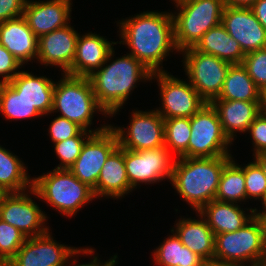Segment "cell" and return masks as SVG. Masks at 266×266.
Instances as JSON below:
<instances>
[{
  "label": "cell",
  "mask_w": 266,
  "mask_h": 266,
  "mask_svg": "<svg viewBox=\"0 0 266 266\" xmlns=\"http://www.w3.org/2000/svg\"><path fill=\"white\" fill-rule=\"evenodd\" d=\"M76 248L54 240L49 230L43 235L27 238L10 262L11 266H65Z\"/></svg>",
  "instance_id": "9a60e30c"
},
{
  "label": "cell",
  "mask_w": 266,
  "mask_h": 266,
  "mask_svg": "<svg viewBox=\"0 0 266 266\" xmlns=\"http://www.w3.org/2000/svg\"><path fill=\"white\" fill-rule=\"evenodd\" d=\"M113 49L105 63L88 79L98 104L112 118L137 87L138 82L151 81L152 72L133 55L116 57ZM108 63V64H107Z\"/></svg>",
  "instance_id": "7a4b0ae2"
},
{
  "label": "cell",
  "mask_w": 266,
  "mask_h": 266,
  "mask_svg": "<svg viewBox=\"0 0 266 266\" xmlns=\"http://www.w3.org/2000/svg\"><path fill=\"white\" fill-rule=\"evenodd\" d=\"M21 63L0 44V84L9 83L20 71Z\"/></svg>",
  "instance_id": "f35d334b"
},
{
  "label": "cell",
  "mask_w": 266,
  "mask_h": 266,
  "mask_svg": "<svg viewBox=\"0 0 266 266\" xmlns=\"http://www.w3.org/2000/svg\"><path fill=\"white\" fill-rule=\"evenodd\" d=\"M48 134L54 144L75 136H91L93 133L84 130L78 124L69 121L67 118L57 116L51 121Z\"/></svg>",
  "instance_id": "8d00e7d4"
},
{
  "label": "cell",
  "mask_w": 266,
  "mask_h": 266,
  "mask_svg": "<svg viewBox=\"0 0 266 266\" xmlns=\"http://www.w3.org/2000/svg\"><path fill=\"white\" fill-rule=\"evenodd\" d=\"M252 140L253 156L266 152V114L262 111L247 131Z\"/></svg>",
  "instance_id": "74e56055"
},
{
  "label": "cell",
  "mask_w": 266,
  "mask_h": 266,
  "mask_svg": "<svg viewBox=\"0 0 266 266\" xmlns=\"http://www.w3.org/2000/svg\"><path fill=\"white\" fill-rule=\"evenodd\" d=\"M5 194H6V192L0 188V202H1L2 197H3Z\"/></svg>",
  "instance_id": "681fc988"
},
{
  "label": "cell",
  "mask_w": 266,
  "mask_h": 266,
  "mask_svg": "<svg viewBox=\"0 0 266 266\" xmlns=\"http://www.w3.org/2000/svg\"><path fill=\"white\" fill-rule=\"evenodd\" d=\"M27 237L16 227L0 219V260H11Z\"/></svg>",
  "instance_id": "836d02e7"
},
{
  "label": "cell",
  "mask_w": 266,
  "mask_h": 266,
  "mask_svg": "<svg viewBox=\"0 0 266 266\" xmlns=\"http://www.w3.org/2000/svg\"><path fill=\"white\" fill-rule=\"evenodd\" d=\"M257 87L266 89V48L245 54L243 63Z\"/></svg>",
  "instance_id": "d590c367"
},
{
  "label": "cell",
  "mask_w": 266,
  "mask_h": 266,
  "mask_svg": "<svg viewBox=\"0 0 266 266\" xmlns=\"http://www.w3.org/2000/svg\"><path fill=\"white\" fill-rule=\"evenodd\" d=\"M259 266H266V261L265 262H263L261 265H259Z\"/></svg>",
  "instance_id": "f907efd6"
},
{
  "label": "cell",
  "mask_w": 266,
  "mask_h": 266,
  "mask_svg": "<svg viewBox=\"0 0 266 266\" xmlns=\"http://www.w3.org/2000/svg\"><path fill=\"white\" fill-rule=\"evenodd\" d=\"M24 162L0 145V188L6 193H21L33 188Z\"/></svg>",
  "instance_id": "83f0119b"
},
{
  "label": "cell",
  "mask_w": 266,
  "mask_h": 266,
  "mask_svg": "<svg viewBox=\"0 0 266 266\" xmlns=\"http://www.w3.org/2000/svg\"><path fill=\"white\" fill-rule=\"evenodd\" d=\"M78 37V31L70 23L39 37L36 60L47 67H59L66 73L73 63Z\"/></svg>",
  "instance_id": "e0dca14e"
},
{
  "label": "cell",
  "mask_w": 266,
  "mask_h": 266,
  "mask_svg": "<svg viewBox=\"0 0 266 266\" xmlns=\"http://www.w3.org/2000/svg\"><path fill=\"white\" fill-rule=\"evenodd\" d=\"M0 266H11V262L9 260H0Z\"/></svg>",
  "instance_id": "c3c4849f"
},
{
  "label": "cell",
  "mask_w": 266,
  "mask_h": 266,
  "mask_svg": "<svg viewBox=\"0 0 266 266\" xmlns=\"http://www.w3.org/2000/svg\"><path fill=\"white\" fill-rule=\"evenodd\" d=\"M27 0H0V23L23 15Z\"/></svg>",
  "instance_id": "60d3db41"
},
{
  "label": "cell",
  "mask_w": 266,
  "mask_h": 266,
  "mask_svg": "<svg viewBox=\"0 0 266 266\" xmlns=\"http://www.w3.org/2000/svg\"><path fill=\"white\" fill-rule=\"evenodd\" d=\"M72 0H27L23 16L39 38L70 23Z\"/></svg>",
  "instance_id": "ac0fdd59"
},
{
  "label": "cell",
  "mask_w": 266,
  "mask_h": 266,
  "mask_svg": "<svg viewBox=\"0 0 266 266\" xmlns=\"http://www.w3.org/2000/svg\"><path fill=\"white\" fill-rule=\"evenodd\" d=\"M174 42L179 51L194 47L201 37L221 24L224 0H174Z\"/></svg>",
  "instance_id": "8992f818"
},
{
  "label": "cell",
  "mask_w": 266,
  "mask_h": 266,
  "mask_svg": "<svg viewBox=\"0 0 266 266\" xmlns=\"http://www.w3.org/2000/svg\"><path fill=\"white\" fill-rule=\"evenodd\" d=\"M90 136H75L64 141L54 143V151L60 160L55 169H69L80 155L85 141Z\"/></svg>",
  "instance_id": "e575fe53"
},
{
  "label": "cell",
  "mask_w": 266,
  "mask_h": 266,
  "mask_svg": "<svg viewBox=\"0 0 266 266\" xmlns=\"http://www.w3.org/2000/svg\"><path fill=\"white\" fill-rule=\"evenodd\" d=\"M190 136V118L176 117L164 119V146L176 158H188Z\"/></svg>",
  "instance_id": "1f68e13d"
},
{
  "label": "cell",
  "mask_w": 266,
  "mask_h": 266,
  "mask_svg": "<svg viewBox=\"0 0 266 266\" xmlns=\"http://www.w3.org/2000/svg\"><path fill=\"white\" fill-rule=\"evenodd\" d=\"M256 0H224L225 6L250 7Z\"/></svg>",
  "instance_id": "ee69618b"
},
{
  "label": "cell",
  "mask_w": 266,
  "mask_h": 266,
  "mask_svg": "<svg viewBox=\"0 0 266 266\" xmlns=\"http://www.w3.org/2000/svg\"><path fill=\"white\" fill-rule=\"evenodd\" d=\"M180 53L183 55L182 62L187 81L207 103L218 98L231 64L214 55L197 51L193 47Z\"/></svg>",
  "instance_id": "9c48e42d"
},
{
  "label": "cell",
  "mask_w": 266,
  "mask_h": 266,
  "mask_svg": "<svg viewBox=\"0 0 266 266\" xmlns=\"http://www.w3.org/2000/svg\"><path fill=\"white\" fill-rule=\"evenodd\" d=\"M262 112L266 114V89L262 92Z\"/></svg>",
  "instance_id": "bcb514c9"
},
{
  "label": "cell",
  "mask_w": 266,
  "mask_h": 266,
  "mask_svg": "<svg viewBox=\"0 0 266 266\" xmlns=\"http://www.w3.org/2000/svg\"><path fill=\"white\" fill-rule=\"evenodd\" d=\"M224 134L234 142L236 133H246L262 111V101L213 100Z\"/></svg>",
  "instance_id": "44dd1931"
},
{
  "label": "cell",
  "mask_w": 266,
  "mask_h": 266,
  "mask_svg": "<svg viewBox=\"0 0 266 266\" xmlns=\"http://www.w3.org/2000/svg\"><path fill=\"white\" fill-rule=\"evenodd\" d=\"M155 79L162 104L155 110L163 119L190 118L207 103L190 82L177 78L168 71L152 73L150 82Z\"/></svg>",
  "instance_id": "30bf717a"
},
{
  "label": "cell",
  "mask_w": 266,
  "mask_h": 266,
  "mask_svg": "<svg viewBox=\"0 0 266 266\" xmlns=\"http://www.w3.org/2000/svg\"><path fill=\"white\" fill-rule=\"evenodd\" d=\"M233 156L176 158L170 183L193 211L215 200L225 164Z\"/></svg>",
  "instance_id": "3957f363"
},
{
  "label": "cell",
  "mask_w": 266,
  "mask_h": 266,
  "mask_svg": "<svg viewBox=\"0 0 266 266\" xmlns=\"http://www.w3.org/2000/svg\"><path fill=\"white\" fill-rule=\"evenodd\" d=\"M221 24L245 54L266 48V30L250 7L225 6Z\"/></svg>",
  "instance_id": "2e32d148"
},
{
  "label": "cell",
  "mask_w": 266,
  "mask_h": 266,
  "mask_svg": "<svg viewBox=\"0 0 266 266\" xmlns=\"http://www.w3.org/2000/svg\"><path fill=\"white\" fill-rule=\"evenodd\" d=\"M263 210L255 209V216L260 221L263 232V240L266 247V205L261 207Z\"/></svg>",
  "instance_id": "7bdbcfd3"
},
{
  "label": "cell",
  "mask_w": 266,
  "mask_h": 266,
  "mask_svg": "<svg viewBox=\"0 0 266 266\" xmlns=\"http://www.w3.org/2000/svg\"><path fill=\"white\" fill-rule=\"evenodd\" d=\"M193 48L230 64H241L245 57L240 44L228 34L222 24L210 28Z\"/></svg>",
  "instance_id": "484cf974"
},
{
  "label": "cell",
  "mask_w": 266,
  "mask_h": 266,
  "mask_svg": "<svg viewBox=\"0 0 266 266\" xmlns=\"http://www.w3.org/2000/svg\"><path fill=\"white\" fill-rule=\"evenodd\" d=\"M196 214L199 219L181 216L171 231L177 235L184 246L200 256L205 262H212L214 261L215 236L200 213L196 212Z\"/></svg>",
  "instance_id": "603a6c76"
},
{
  "label": "cell",
  "mask_w": 266,
  "mask_h": 266,
  "mask_svg": "<svg viewBox=\"0 0 266 266\" xmlns=\"http://www.w3.org/2000/svg\"><path fill=\"white\" fill-rule=\"evenodd\" d=\"M253 158L263 169L265 177H266V152L257 154Z\"/></svg>",
  "instance_id": "f6af8a7d"
},
{
  "label": "cell",
  "mask_w": 266,
  "mask_h": 266,
  "mask_svg": "<svg viewBox=\"0 0 266 266\" xmlns=\"http://www.w3.org/2000/svg\"><path fill=\"white\" fill-rule=\"evenodd\" d=\"M130 118L126 128L110 124L120 147L142 151L164 146V119L156 110H132Z\"/></svg>",
  "instance_id": "4fadbf2b"
},
{
  "label": "cell",
  "mask_w": 266,
  "mask_h": 266,
  "mask_svg": "<svg viewBox=\"0 0 266 266\" xmlns=\"http://www.w3.org/2000/svg\"><path fill=\"white\" fill-rule=\"evenodd\" d=\"M265 261L266 247L262 226L256 216L235 232L215 235L214 262L259 266Z\"/></svg>",
  "instance_id": "52a82bcc"
},
{
  "label": "cell",
  "mask_w": 266,
  "mask_h": 266,
  "mask_svg": "<svg viewBox=\"0 0 266 266\" xmlns=\"http://www.w3.org/2000/svg\"><path fill=\"white\" fill-rule=\"evenodd\" d=\"M30 195H34L33 188L21 193H6L0 202V219L16 227L27 238L50 230L45 226L49 217Z\"/></svg>",
  "instance_id": "7c38bea8"
},
{
  "label": "cell",
  "mask_w": 266,
  "mask_h": 266,
  "mask_svg": "<svg viewBox=\"0 0 266 266\" xmlns=\"http://www.w3.org/2000/svg\"><path fill=\"white\" fill-rule=\"evenodd\" d=\"M9 84L44 117L53 107L55 81L45 76L20 70Z\"/></svg>",
  "instance_id": "d4e9b609"
},
{
  "label": "cell",
  "mask_w": 266,
  "mask_h": 266,
  "mask_svg": "<svg viewBox=\"0 0 266 266\" xmlns=\"http://www.w3.org/2000/svg\"><path fill=\"white\" fill-rule=\"evenodd\" d=\"M172 233L153 251L157 266H202L205 261L184 246L177 235Z\"/></svg>",
  "instance_id": "f1b7e54d"
},
{
  "label": "cell",
  "mask_w": 266,
  "mask_h": 266,
  "mask_svg": "<svg viewBox=\"0 0 266 266\" xmlns=\"http://www.w3.org/2000/svg\"><path fill=\"white\" fill-rule=\"evenodd\" d=\"M255 209L256 207L243 209L240 204L215 199L204 205L198 213L206 220L215 236L242 228L255 216Z\"/></svg>",
  "instance_id": "7402d4cb"
},
{
  "label": "cell",
  "mask_w": 266,
  "mask_h": 266,
  "mask_svg": "<svg viewBox=\"0 0 266 266\" xmlns=\"http://www.w3.org/2000/svg\"><path fill=\"white\" fill-rule=\"evenodd\" d=\"M246 200L255 199L261 201V205H266V177L263 169L254 160L244 166ZM258 199V200H257Z\"/></svg>",
  "instance_id": "d6a6232c"
},
{
  "label": "cell",
  "mask_w": 266,
  "mask_h": 266,
  "mask_svg": "<svg viewBox=\"0 0 266 266\" xmlns=\"http://www.w3.org/2000/svg\"><path fill=\"white\" fill-rule=\"evenodd\" d=\"M0 113L7 120L41 117L37 109L19 94L9 83L0 84Z\"/></svg>",
  "instance_id": "4dcf8cb0"
},
{
  "label": "cell",
  "mask_w": 266,
  "mask_h": 266,
  "mask_svg": "<svg viewBox=\"0 0 266 266\" xmlns=\"http://www.w3.org/2000/svg\"><path fill=\"white\" fill-rule=\"evenodd\" d=\"M124 162V148L118 146L104 163L96 184V199L118 200L132 192ZM100 197V198H99Z\"/></svg>",
  "instance_id": "cb8c5ba5"
},
{
  "label": "cell",
  "mask_w": 266,
  "mask_h": 266,
  "mask_svg": "<svg viewBox=\"0 0 266 266\" xmlns=\"http://www.w3.org/2000/svg\"><path fill=\"white\" fill-rule=\"evenodd\" d=\"M232 157L224 166L218 190L215 196L216 200L242 204L246 202V187L244 166L239 165Z\"/></svg>",
  "instance_id": "f546056e"
},
{
  "label": "cell",
  "mask_w": 266,
  "mask_h": 266,
  "mask_svg": "<svg viewBox=\"0 0 266 266\" xmlns=\"http://www.w3.org/2000/svg\"><path fill=\"white\" fill-rule=\"evenodd\" d=\"M94 251H95V249H93V248H91L89 246L86 247V248L77 247L69 255L65 266H116L118 264L117 263L118 262L117 261V259H118L117 255H114L113 257L111 256L110 259H108L107 261L104 260V262H103V261L100 260V258L98 256H96V255L94 256V253H95ZM81 253H82V255L84 254L83 256H85V255L89 256L90 255L92 257V255H93V257L91 258V261L89 263H85V264L84 263L83 264L82 263L81 264L76 263L78 261H77V259L75 260L74 258H75V256L77 257V255L79 256V254L81 256ZM72 257H73V260H71ZM69 262H71V263H69Z\"/></svg>",
  "instance_id": "ab89813d"
},
{
  "label": "cell",
  "mask_w": 266,
  "mask_h": 266,
  "mask_svg": "<svg viewBox=\"0 0 266 266\" xmlns=\"http://www.w3.org/2000/svg\"><path fill=\"white\" fill-rule=\"evenodd\" d=\"M190 127L188 158L232 156L229 147L233 143L224 134L218 113L211 103H206L190 117Z\"/></svg>",
  "instance_id": "ba28073f"
},
{
  "label": "cell",
  "mask_w": 266,
  "mask_h": 266,
  "mask_svg": "<svg viewBox=\"0 0 266 266\" xmlns=\"http://www.w3.org/2000/svg\"><path fill=\"white\" fill-rule=\"evenodd\" d=\"M175 156L165 147L132 151L124 149L127 177L132 189L142 184H157L167 179L171 181Z\"/></svg>",
  "instance_id": "8fae6325"
},
{
  "label": "cell",
  "mask_w": 266,
  "mask_h": 266,
  "mask_svg": "<svg viewBox=\"0 0 266 266\" xmlns=\"http://www.w3.org/2000/svg\"><path fill=\"white\" fill-rule=\"evenodd\" d=\"M35 198L42 199L58 213L72 218L95 199L93 189L77 179L69 169H53L33 177Z\"/></svg>",
  "instance_id": "5b68a950"
},
{
  "label": "cell",
  "mask_w": 266,
  "mask_h": 266,
  "mask_svg": "<svg viewBox=\"0 0 266 266\" xmlns=\"http://www.w3.org/2000/svg\"><path fill=\"white\" fill-rule=\"evenodd\" d=\"M250 8L266 30V0H256Z\"/></svg>",
  "instance_id": "b9f144b4"
},
{
  "label": "cell",
  "mask_w": 266,
  "mask_h": 266,
  "mask_svg": "<svg viewBox=\"0 0 266 266\" xmlns=\"http://www.w3.org/2000/svg\"><path fill=\"white\" fill-rule=\"evenodd\" d=\"M119 146L116 133L109 126L106 130L92 134L83 144L75 163L69 168L82 183L93 189L96 198V184L101 169L109 155Z\"/></svg>",
  "instance_id": "5bb4252c"
},
{
  "label": "cell",
  "mask_w": 266,
  "mask_h": 266,
  "mask_svg": "<svg viewBox=\"0 0 266 266\" xmlns=\"http://www.w3.org/2000/svg\"><path fill=\"white\" fill-rule=\"evenodd\" d=\"M116 44L118 41H108L100 34L92 32L79 34L72 66L65 74L79 77L90 76L105 63L114 49L113 45Z\"/></svg>",
  "instance_id": "d6986e66"
},
{
  "label": "cell",
  "mask_w": 266,
  "mask_h": 266,
  "mask_svg": "<svg viewBox=\"0 0 266 266\" xmlns=\"http://www.w3.org/2000/svg\"><path fill=\"white\" fill-rule=\"evenodd\" d=\"M63 75V76H62ZM62 78L55 82L53 94V107L51 113L67 118L82 127L84 130L99 133L110 125L103 124L96 129H90L94 124V114L97 112L105 118H110L106 111L98 104L88 77L71 76L61 73Z\"/></svg>",
  "instance_id": "277c9868"
},
{
  "label": "cell",
  "mask_w": 266,
  "mask_h": 266,
  "mask_svg": "<svg viewBox=\"0 0 266 266\" xmlns=\"http://www.w3.org/2000/svg\"><path fill=\"white\" fill-rule=\"evenodd\" d=\"M119 44L127 45L128 54L133 55L152 73L163 70V61L173 51L179 52L174 42V21L172 12L144 11L121 21Z\"/></svg>",
  "instance_id": "6da1fadb"
},
{
  "label": "cell",
  "mask_w": 266,
  "mask_h": 266,
  "mask_svg": "<svg viewBox=\"0 0 266 266\" xmlns=\"http://www.w3.org/2000/svg\"><path fill=\"white\" fill-rule=\"evenodd\" d=\"M0 44L3 45L22 66L33 63L38 56V37L20 17L0 23Z\"/></svg>",
  "instance_id": "ffe728a7"
},
{
  "label": "cell",
  "mask_w": 266,
  "mask_h": 266,
  "mask_svg": "<svg viewBox=\"0 0 266 266\" xmlns=\"http://www.w3.org/2000/svg\"><path fill=\"white\" fill-rule=\"evenodd\" d=\"M214 100L262 101V91L254 83L242 63L231 64L221 93Z\"/></svg>",
  "instance_id": "4316f807"
},
{
  "label": "cell",
  "mask_w": 266,
  "mask_h": 266,
  "mask_svg": "<svg viewBox=\"0 0 266 266\" xmlns=\"http://www.w3.org/2000/svg\"><path fill=\"white\" fill-rule=\"evenodd\" d=\"M202 266H236V265L222 264L212 261V262H205Z\"/></svg>",
  "instance_id": "7dc6e473"
}]
</instances>
